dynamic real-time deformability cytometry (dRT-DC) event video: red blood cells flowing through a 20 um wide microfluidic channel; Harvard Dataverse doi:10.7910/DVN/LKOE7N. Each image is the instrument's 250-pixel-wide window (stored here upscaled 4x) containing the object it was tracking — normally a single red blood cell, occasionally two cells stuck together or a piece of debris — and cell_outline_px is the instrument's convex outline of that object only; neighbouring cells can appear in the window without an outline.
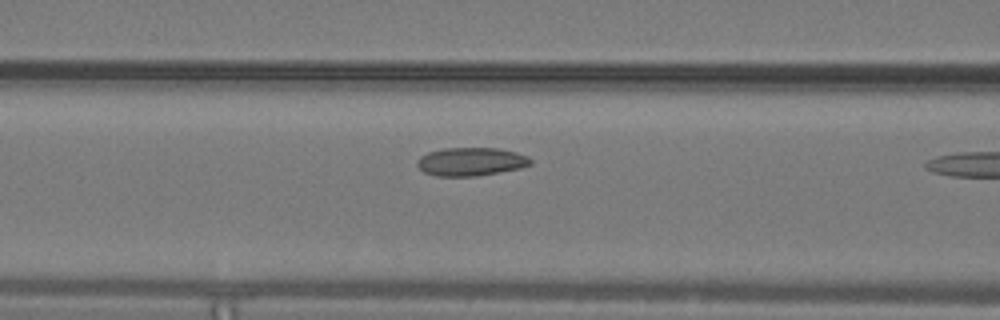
{"species": "common noctule bat (a hibernating species)", "species_latin": "Nyctalus noctula", "temperature_condition": "warm", "stored_images_in_passage": 8, "camera_frame_rate_fps": 3000, "um_per_image_px": 0.085, "animal": {"sex": "male", "body_mass_g": 19.2, "forearm_length_mm": 51.8}, "frame": {"image": 1, "passage_image": 6, "time_ms": 1.667, "image_size_px": [1000, 320], "cell_outline_px": [[532, 164], [520, 168], [476, 176], [436, 176], [424, 172], [416, 164], [420, 156], [428, 152], [444, 148], [496, 148], [516, 152], [528, 156], [532, 160]], "centroid_in_image_um": [40.03, 13.74], "position_along_channel_um": 126.6, "area_um2": 18.67}}